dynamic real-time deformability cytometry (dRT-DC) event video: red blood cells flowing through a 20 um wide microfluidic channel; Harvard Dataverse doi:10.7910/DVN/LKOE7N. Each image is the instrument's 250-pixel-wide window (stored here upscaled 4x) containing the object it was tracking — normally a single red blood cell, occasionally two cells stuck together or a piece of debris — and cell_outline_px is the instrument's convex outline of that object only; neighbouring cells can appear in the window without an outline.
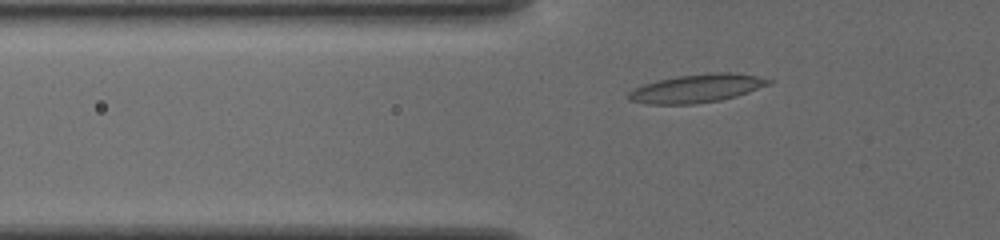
{"species": "common noctule bat (a hibernating species)", "species_latin": "Nyctalus noctula", "temperature_condition": "cold", "stored_images_in_passage": 45, "camera_frame_rate_fps": 3000, "um_per_image_px": 0.085, "animal": {"sex": "female", "body_mass_g": 19.5, "forearm_length_mm": 54.1}, "frame": {"image": 1, "passage_image": 10, "time_ms": 3.0, "image_size_px": [1000, 240], "cell_outline_px": [[776, 80], [768, 84], [748, 92], [736, 96], [720, 100], [696, 104], [648, 104], [628, 100], [628, 92], [632, 88], [656, 80], [676, 76], [716, 72], [728, 72], [756, 76]], "centroid_in_image_um": [59.18, 7.51], "position_along_channel_um": 66.6, "area_um2": 23.12}}
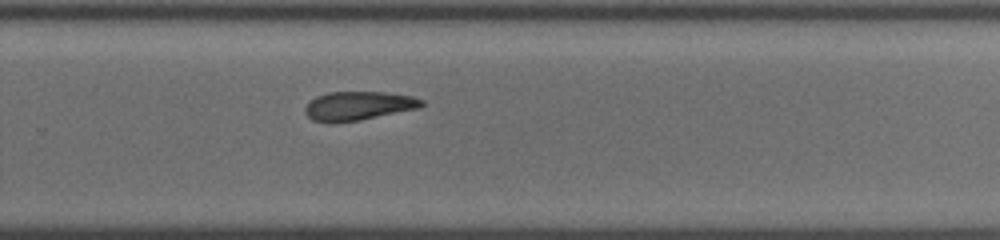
{"frame": {"image": 2, "passage_image": 29, "time_ms": 9.333, "image_size_px": [1000, 240], "cell_outline_px": [[424, 104], [420, 108], [360, 120], [332, 124], [312, 120], [304, 112], [304, 108], [316, 96], [328, 92], [384, 92], [412, 96], [424, 100]], "centroid_in_image_um": [30.45, 9.01], "position_along_channel_um": 299.3, "area_um2": 19.77}}
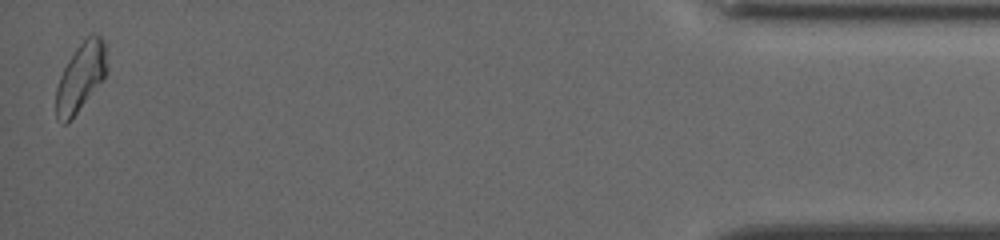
{"frame": {"image": 3, "passage_image": 45, "time_ms": 14.667, "image_size_px": [1000, 240], "cell_outline_px": [[104, 80], [68, 124], [64, 124], [56, 120], [56, 88], [60, 76], [68, 60], [76, 48], [92, 32], [100, 36], [104, 40]], "centroid_in_image_um": [6.81, 6.62], "position_along_channel_um": 428.4, "area_um2": 20.06}, "authors_computed_cell_mechanics": {"area_um2": 20.4612, "velocity_mm_per_s": 3.7813, "shape_relaxation_time_tau1_ms": 5.603, "shape_relaxation_time_tau2_ms": 4.7054, "deformation_change_tau1": 0.1363, "deformation_change_tau2": 0.123}}